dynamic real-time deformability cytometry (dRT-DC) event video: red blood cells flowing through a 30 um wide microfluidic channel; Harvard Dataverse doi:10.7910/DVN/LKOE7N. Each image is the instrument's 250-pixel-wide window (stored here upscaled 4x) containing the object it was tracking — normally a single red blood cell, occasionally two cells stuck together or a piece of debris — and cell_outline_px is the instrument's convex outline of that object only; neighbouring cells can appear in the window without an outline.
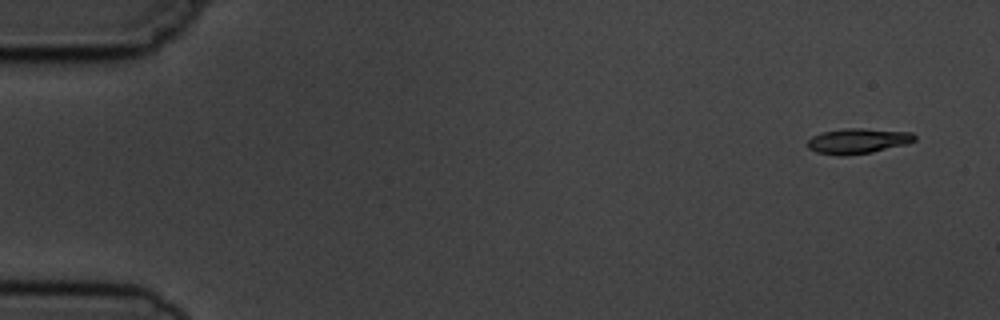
{"species": "common noctule bat (a hibernating species)", "species_latin": "Nyctalus noctula", "temperature_condition": "cold", "stored_images_in_passage": 5, "camera_frame_rate_fps": 3000, "um_per_image_px": 0.085, "animal": {"sex": "male", "body_mass_g": 19.5, "forearm_length_mm": 54.6}, "frame": {"image": 1, "passage_image": 1, "time_ms": 0.0, "image_size_px": [1000, 320], "cell_outline_px": [[916, 140], [908, 144], [872, 152], [844, 156], [836, 156], [816, 152], [808, 148], [808, 140], [812, 136], [824, 132], [844, 128], [864, 128], [912, 132], [916, 136]], "centroid_in_image_um": [72.94, 11.99], "position_along_channel_um": 12.1, "area_um2": 15.95}}
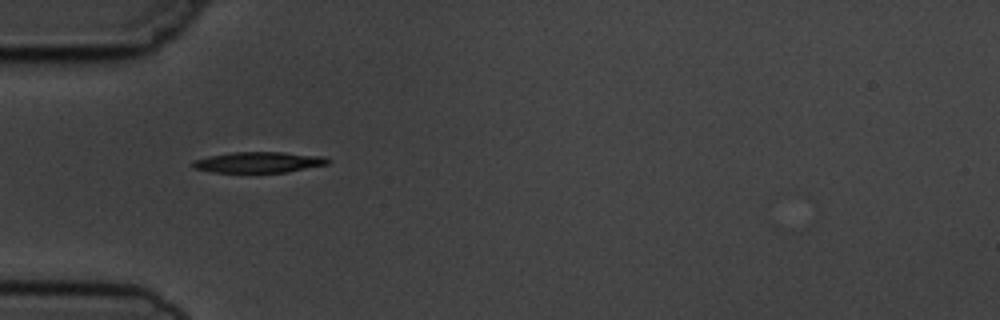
{"frame": {"image": 2, "passage_image": 5, "time_ms": 4.667, "image_size_px": [1000, 320], "cell_outline_px": [[332, 160], [328, 164], [288, 172], [212, 172], [192, 168], [192, 160], [208, 156], [232, 152], [284, 152], [324, 156]], "centroid_in_image_um": [21.99, 13.78], "position_along_channel_um": 63.0, "area_um2": 16.53}}